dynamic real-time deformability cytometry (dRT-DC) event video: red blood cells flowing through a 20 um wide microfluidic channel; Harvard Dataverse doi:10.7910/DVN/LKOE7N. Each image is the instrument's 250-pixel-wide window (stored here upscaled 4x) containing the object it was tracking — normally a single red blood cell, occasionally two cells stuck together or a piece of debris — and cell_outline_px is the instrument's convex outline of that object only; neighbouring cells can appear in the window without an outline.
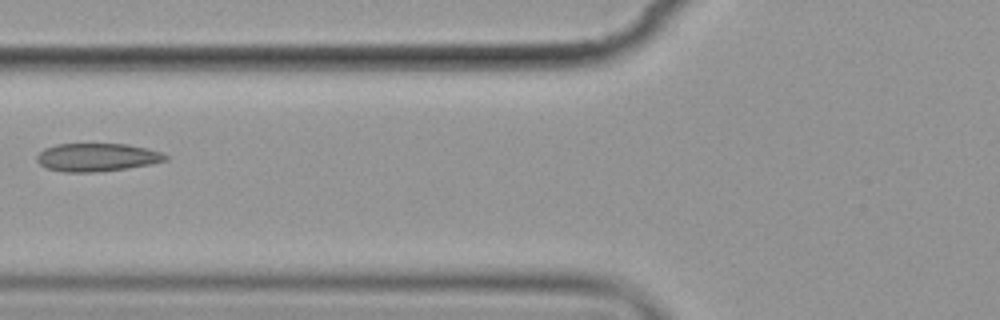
{"species": "common noctule bat (a hibernating species)", "species_latin": "Nyctalus noctula", "temperature_condition": "cold", "stored_images_in_passage": 10, "camera_frame_rate_fps": 3000, "um_per_image_px": 0.085, "animal": {"sex": "female", "body_mass_g": 19.9}, "frame": {"image": 1, "passage_image": 7, "time_ms": 7.333, "image_size_px": [1000, 320], "cell_outline_px": [[168, 160], [152, 164], [128, 168], [92, 172], [64, 172], [44, 168], [36, 160], [36, 156], [44, 148], [56, 144], [128, 144], [148, 148], [160, 152], [168, 156]], "centroid_in_image_um": [8.24, 13.37], "position_along_channel_um": 117.6, "area_um2": 21.21}}
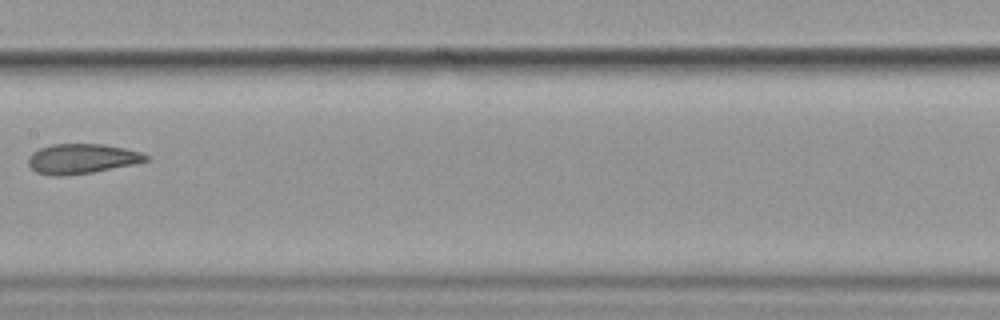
{"frame": {"image": 2, "passage_image": 9, "time_ms": 9.667, "image_size_px": [1000, 320], "cell_outline_px": [[148, 160], [132, 164], [92, 172], [64, 176], [52, 176], [36, 172], [28, 164], [28, 156], [32, 152], [40, 148], [52, 144], [104, 144], [124, 148], [140, 152], [148, 156]], "centroid_in_image_um": [6.9, 13.49], "position_along_channel_um": 200.5, "area_um2": 20.35}}
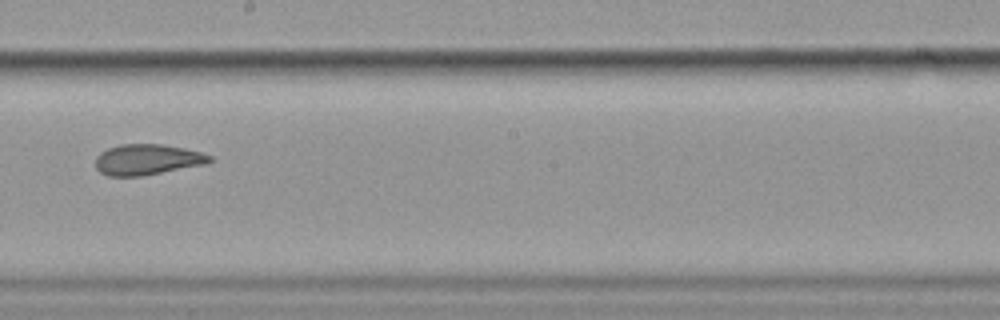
{"frame": {"image": 3, "passage_image": 10, "time_ms": 10.667, "image_size_px": [1000, 320], "cell_outline_px": [[212, 160], [208, 164], [140, 176], [108, 176], [100, 172], [96, 168], [96, 156], [100, 152], [108, 148], [120, 144], [160, 144], [184, 148], [200, 152], [212, 156]], "centroid_in_image_um": [12.52, 13.56], "position_along_channel_um": 235.7, "area_um2": 20.46}}